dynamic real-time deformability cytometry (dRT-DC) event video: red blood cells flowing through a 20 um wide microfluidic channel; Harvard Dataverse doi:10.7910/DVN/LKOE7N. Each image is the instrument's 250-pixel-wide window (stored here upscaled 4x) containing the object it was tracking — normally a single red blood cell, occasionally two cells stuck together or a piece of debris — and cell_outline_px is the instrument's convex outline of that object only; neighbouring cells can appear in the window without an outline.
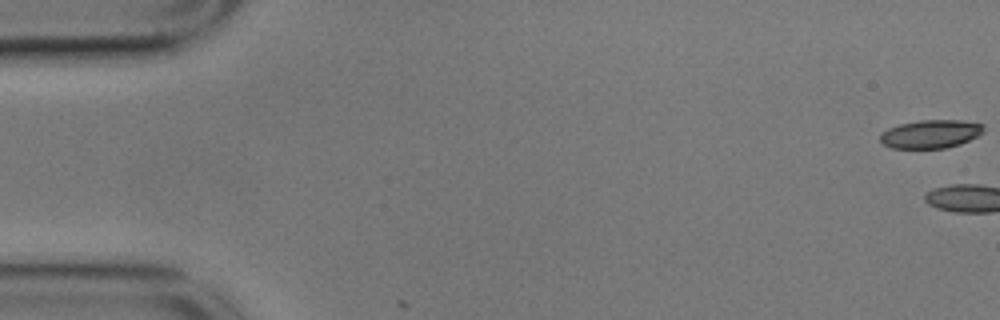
{"species": "common noctule bat (a hibernating species)", "species_latin": "Nyctalus noctula", "temperature_condition": "cold", "stored_images_in_passage": 3, "camera_frame_rate_fps": 3000, "um_per_image_px": 0.085, "animal": {"sex": "male", "body_mass_g": 17.9}, "frame": {"image": 1, "passage_image": 1, "time_ms": 0.0, "image_size_px": [1000, 320], "cell_outline_px": [[984, 132], [960, 144], [944, 148], [892, 148], [884, 144], [880, 140], [880, 136], [888, 128], [900, 124], [920, 120], [960, 120], [984, 124]], "centroid_in_image_um": [79.12, 11.38], "position_along_channel_um": 5.9, "area_um2": 16.94}}